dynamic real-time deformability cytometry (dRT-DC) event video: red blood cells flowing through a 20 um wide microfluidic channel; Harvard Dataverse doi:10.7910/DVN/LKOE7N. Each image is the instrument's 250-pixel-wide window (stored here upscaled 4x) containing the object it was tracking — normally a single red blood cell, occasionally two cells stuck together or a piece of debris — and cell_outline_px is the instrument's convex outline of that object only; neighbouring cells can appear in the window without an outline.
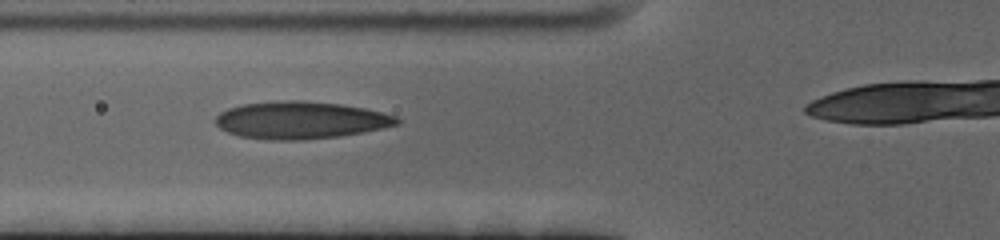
{"species": "human", "species_latin": "Homo sapiens", "temperature_condition": "cold", "stored_images_in_passage": 42, "camera_frame_rate_fps": 3000, "um_per_image_px": 0.085, "donor": {"sex": "female"}, "frame": {"image": 1, "passage_image": 15, "time_ms": 4.667, "image_size_px": [1000, 240], "cell_outline_px": [[400, 124], [384, 128], [364, 132], [340, 136], [304, 140], [268, 140], [240, 136], [228, 132], [220, 128], [216, 124], [216, 116], [220, 112], [228, 108], [244, 104], [288, 100], [300, 100], [340, 104], [364, 108], [396, 116], [400, 120]], "centroid_in_image_um": [25.57, 10.22], "position_along_channel_um": 100.2, "area_um2": 39.42}}
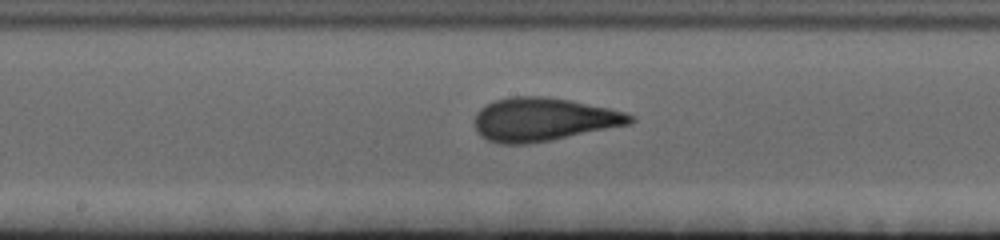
{"frame": {"image": 2, "passage_image": 24, "time_ms": 7.667, "image_size_px": [1000, 240], "cell_outline_px": [[636, 120], [632, 124], [552, 140], [528, 144], [500, 144], [488, 140], [480, 136], [476, 132], [476, 112], [480, 108], [496, 100], [512, 96], [548, 96], [608, 108], [624, 112], [636, 116]], "centroid_in_image_um": [46.21, 10.16], "position_along_channel_um": 202.0, "area_um2": 39.42}}
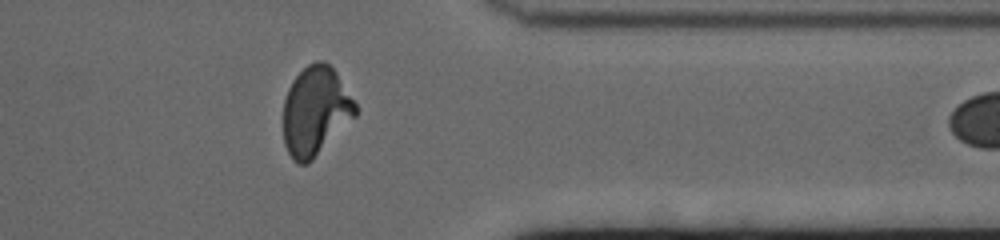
{"frame": {"image": 3, "passage_image": 41, "time_ms": 13.333, "image_size_px": [1000, 240], "cell_outline_px": [[356, 116], [308, 164], [296, 164], [292, 160], [284, 144], [284, 100], [288, 88], [292, 80], [308, 64], [316, 60], [324, 60], [336, 72], [356, 104]], "centroid_in_image_um": [26.8, 9.45], "position_along_channel_um": 384.6, "area_um2": 37.28}}